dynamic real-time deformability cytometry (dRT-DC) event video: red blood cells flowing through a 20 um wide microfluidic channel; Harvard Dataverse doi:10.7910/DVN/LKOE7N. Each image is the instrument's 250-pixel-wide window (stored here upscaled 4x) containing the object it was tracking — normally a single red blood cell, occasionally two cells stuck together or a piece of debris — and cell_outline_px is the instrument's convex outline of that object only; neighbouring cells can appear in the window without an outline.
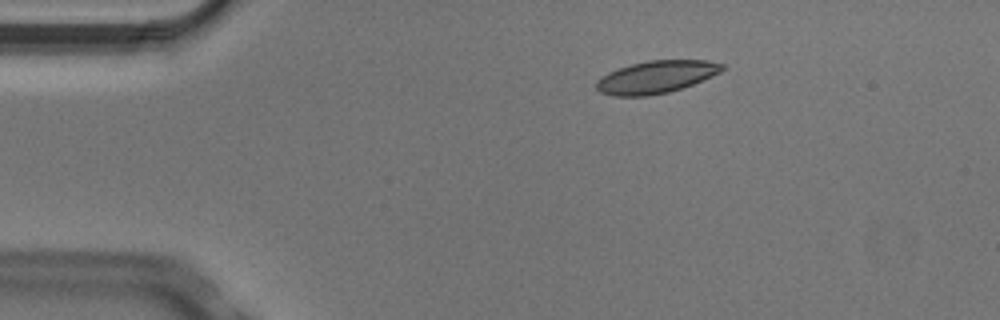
{"species": "Egyptian fruit bat (a non-hibernating species)", "species_latin": "Rousettus aegyptiacus", "temperature_condition": "cold", "stored_images_in_passage": 6, "camera_frame_rate_fps": 3000, "um_per_image_px": 0.085, "animal": {"sex": "male"}, "frame": {"image": 1, "passage_image": 3, "time_ms": 0.667, "image_size_px": [1000, 320], "cell_outline_px": [[724, 68], [720, 72], [712, 76], [692, 84], [668, 92], [648, 96], [612, 96], [600, 92], [596, 88], [596, 80], [608, 72], [632, 64], [648, 60], [708, 60], [724, 64]], "centroid_in_image_um": [55.75, 6.54], "position_along_channel_um": 29.2, "area_um2": 23.7}}